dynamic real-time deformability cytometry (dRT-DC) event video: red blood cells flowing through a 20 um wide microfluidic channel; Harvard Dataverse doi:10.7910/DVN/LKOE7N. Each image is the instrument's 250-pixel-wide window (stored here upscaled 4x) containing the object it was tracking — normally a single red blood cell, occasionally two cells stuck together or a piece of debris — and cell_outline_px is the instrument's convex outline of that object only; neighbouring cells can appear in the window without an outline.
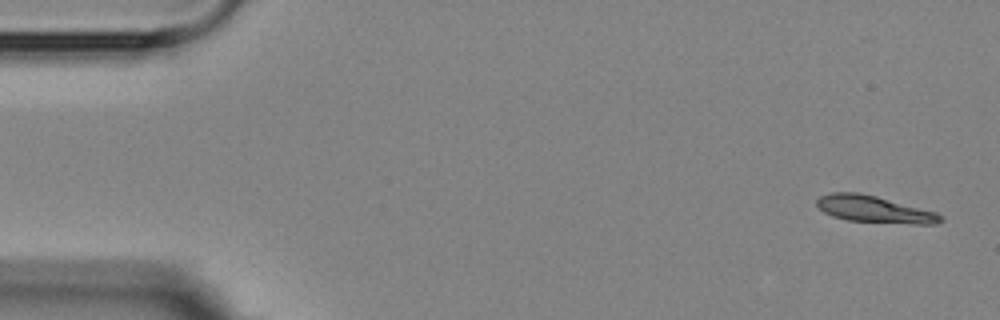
{"species": "Egyptian fruit bat (a non-hibernating species)", "species_latin": "Rousettus aegyptiacus", "temperature_condition": "room temperature", "stored_images_in_passage": 13, "segment_of_instrument_passage": [1, 2], "camera_frame_rate_fps": 3000, "um_per_image_px": 0.085, "animal": {"sex": "female"}, "frame": {"image": 1, "passage_image": 1, "time_ms": 0.0, "image_size_px": [1000, 320], "cell_outline_px": [[944, 220], [936, 224], [916, 224], [848, 220], [832, 216], [824, 212], [816, 204], [816, 200], [820, 196], [832, 192], [860, 192], [876, 196], [936, 212], [944, 216]], "centroid_in_image_um": [74.33, 17.78], "position_along_channel_um": 10.7, "area_um2": 19.25}}
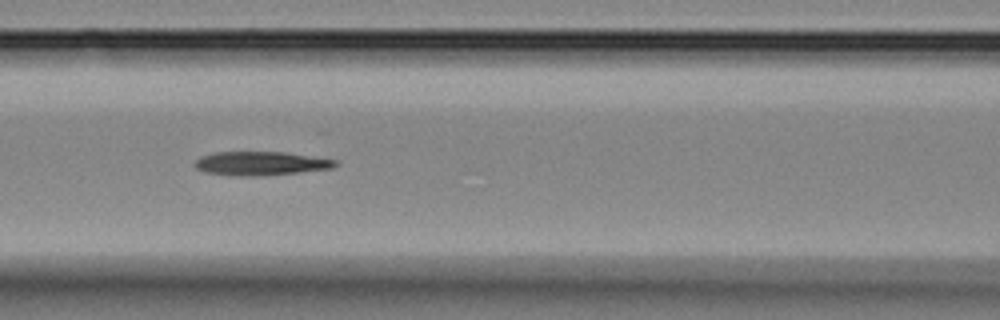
{"frame": {"image": 2, "passage_image": 6, "time_ms": 7.0, "image_size_px": [1000, 320], "cell_outline_px": [[340, 164], [332, 168], [300, 172], [252, 176], [240, 176], [204, 172], [196, 168], [192, 164], [200, 156], [216, 152], [284, 152], [340, 160]], "centroid_in_image_um": [22.18, 13.88], "position_along_channel_um": 144.4, "area_um2": 19.54}}
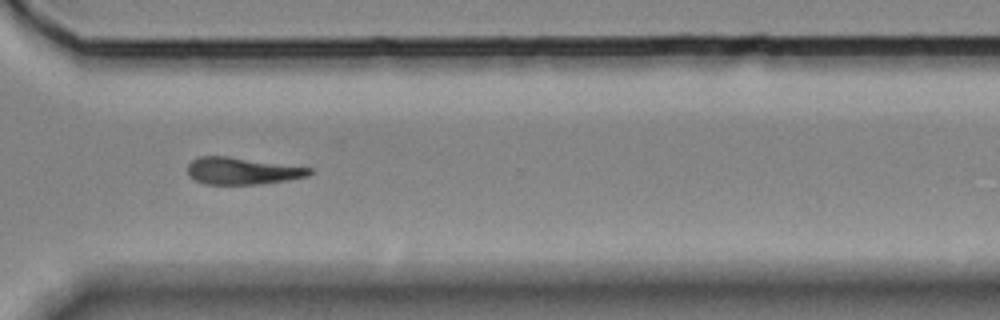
{"frame": {"image": 3, "passage_image": 11, "time_ms": 12.667, "image_size_px": [1000, 320], "cell_outline_px": [[312, 172], [308, 176], [288, 180], [260, 184], [204, 184], [188, 176], [188, 164], [192, 160], [200, 156], [228, 156], [312, 168]], "centroid_in_image_um": [20.57, 14.53], "position_along_channel_um": 350.0, "area_um2": 19.13}}